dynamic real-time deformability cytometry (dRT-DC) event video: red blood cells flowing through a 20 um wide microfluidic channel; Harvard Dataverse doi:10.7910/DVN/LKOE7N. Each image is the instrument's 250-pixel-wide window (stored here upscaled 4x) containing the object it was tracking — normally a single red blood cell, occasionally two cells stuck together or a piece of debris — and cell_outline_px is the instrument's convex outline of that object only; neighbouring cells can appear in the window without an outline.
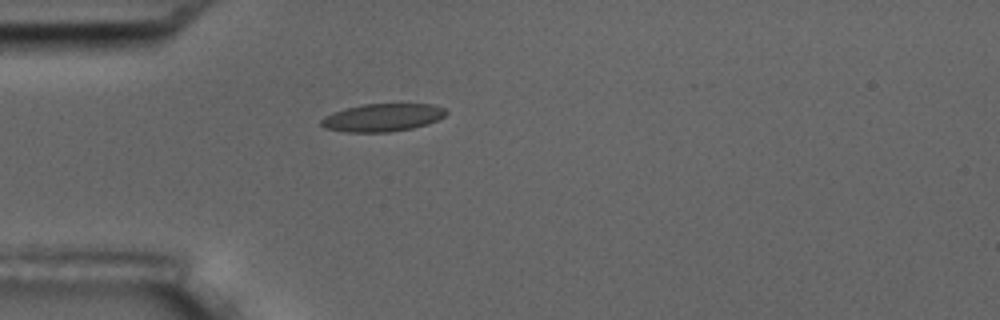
{"species": "common noctule bat (a hibernating species)", "species_latin": "Nyctalus noctula", "temperature_condition": "room temperature", "stored_images_in_passage": 1, "camera_frame_rate_fps": 3000, "um_per_image_px": 0.085, "animal": {"sex": "male", "body_mass_g": 17.5, "forearm_length_mm": 52.3}, "frame": {"image": 1, "passage_image": 1, "time_ms": 0.0, "image_size_px": [1000, 320], "cell_outline_px": [[448, 112], [444, 116], [428, 124], [412, 128], [388, 132], [348, 132], [324, 128], [320, 124], [320, 120], [324, 116], [332, 112], [364, 104], [432, 104], [444, 108]], "centroid_in_image_um": [32.5, 9.99], "position_along_channel_um": 52.5, "area_um2": 20.17}}